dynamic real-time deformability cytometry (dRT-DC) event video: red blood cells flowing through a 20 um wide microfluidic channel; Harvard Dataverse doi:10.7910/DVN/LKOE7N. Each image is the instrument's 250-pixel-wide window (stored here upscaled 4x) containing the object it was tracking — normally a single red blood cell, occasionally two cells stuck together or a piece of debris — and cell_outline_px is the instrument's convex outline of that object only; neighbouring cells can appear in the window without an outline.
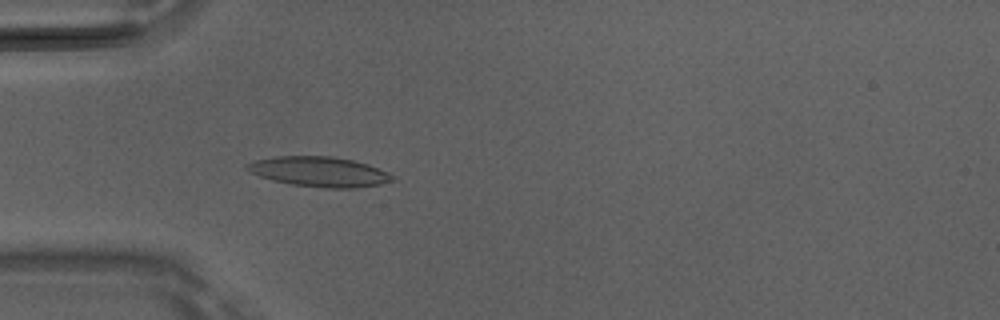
{"species": "Egyptian fruit bat (a non-hibernating species)", "species_latin": "Rousettus aegyptiacus", "temperature_condition": "room temperature", "stored_images_in_passage": 45, "camera_frame_rate_fps": 3000, "um_per_image_px": 0.085, "animal": {"sex": "male"}, "frame": {"image": 1, "passage_image": 10, "time_ms": 3.0, "image_size_px": [1000, 320], "cell_outline_px": [[396, 180], [380, 184], [356, 188], [324, 188], [292, 184], [272, 180], [260, 176], [244, 168], [244, 164], [256, 160], [276, 156], [332, 156], [352, 160], [368, 164], [396, 176]], "centroid_in_image_um": [27.16, 14.59], "position_along_channel_um": 57.8, "area_um2": 25.43}}
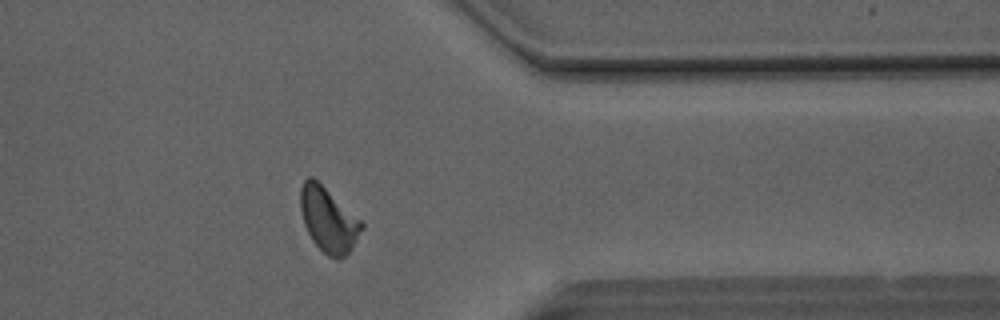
{"frame": {"image": 2, "passage_image": 35, "time_ms": 11.333, "image_size_px": [1000, 320], "cell_outline_px": [[364, 228], [352, 248], [340, 260], [336, 260], [328, 256], [312, 240], [304, 224], [300, 208], [300, 188], [304, 180], [308, 176], [312, 176], [360, 220], [364, 224]], "centroid_in_image_um": [27.9, 18.69], "position_along_channel_um": 383.5, "area_um2": 22.77}}
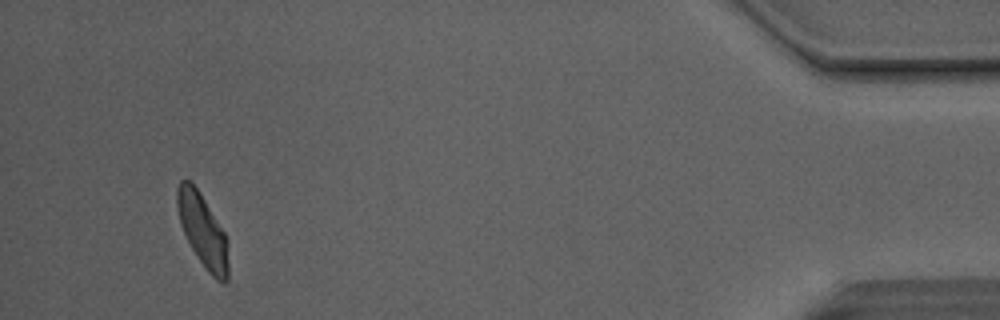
{"frame": {"image": 3, "passage_image": 42, "time_ms": 13.667, "image_size_px": [1000, 320], "cell_outline_px": [[228, 280], [224, 284], [216, 280], [208, 272], [192, 248], [180, 224], [176, 208], [176, 188], [180, 180], [188, 180], [200, 192], [224, 232], [228, 240]], "centroid_in_image_um": [17.23, 19.6], "position_along_channel_um": 418.0, "area_um2": 21.73}, "authors_computed_cell_mechanics": {"area_um2": 22.9466, "velocity_mm_per_s": 4.1162, "shape_relaxation_time_tau1_ms": 4.9933, "shape_relaxation_time_tau2_ms": 1.8141, "deformation_change_tau1": 0.1615, "deformation_change_tau2": 0.0887}}